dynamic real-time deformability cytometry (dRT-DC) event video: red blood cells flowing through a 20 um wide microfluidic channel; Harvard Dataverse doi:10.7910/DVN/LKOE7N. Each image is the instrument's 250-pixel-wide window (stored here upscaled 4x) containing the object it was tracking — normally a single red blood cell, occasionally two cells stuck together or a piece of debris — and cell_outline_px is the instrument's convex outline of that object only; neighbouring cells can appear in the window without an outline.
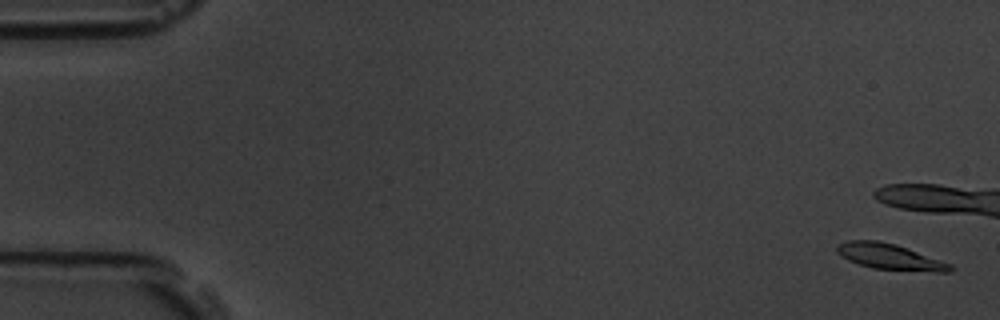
{"species": "common noctule bat (a hibernating species)", "species_latin": "Nyctalus noctula", "temperature_condition": "room temperature", "stored_images_in_passage": 4, "camera_frame_rate_fps": 3000, "um_per_image_px": 0.085, "animal": {"sex": "male", "body_mass_g": 19.5, "forearm_length_mm": 54.6}, "frame": {"image": 1, "passage_image": 1, "time_ms": 0.0, "image_size_px": [1000, 320], "cell_outline_px": [[956, 268], [952, 272], [936, 272], [872, 268], [848, 260], [836, 252], [836, 248], [840, 244], [848, 240], [880, 240], [896, 244], [908, 248], [952, 264]], "centroid_in_image_um": [75.69, 21.82], "position_along_channel_um": 9.3, "area_um2": 17.11}}